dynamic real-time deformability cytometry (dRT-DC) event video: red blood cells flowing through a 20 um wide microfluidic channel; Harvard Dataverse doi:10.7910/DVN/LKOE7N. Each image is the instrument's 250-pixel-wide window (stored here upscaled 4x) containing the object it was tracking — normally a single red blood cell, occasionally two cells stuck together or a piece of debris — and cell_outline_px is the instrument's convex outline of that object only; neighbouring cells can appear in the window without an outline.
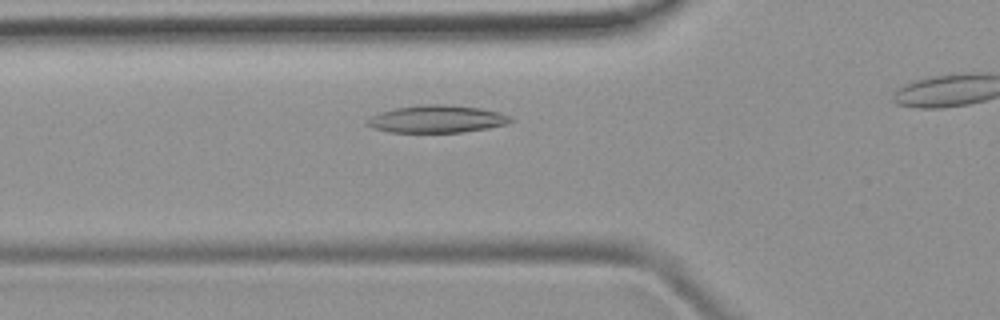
{"species": "common noctule bat (a hibernating species)", "species_latin": "Nyctalus noctula", "temperature_condition": "room temperature", "stored_images_in_passage": 27, "camera_frame_rate_fps": 3000, "um_per_image_px": 0.085, "animal": {"sex": "female", "body_mass_g": 19.9}, "frame": {"image": 1, "passage_image": 4, "time_ms": 1.0, "image_size_px": [1000, 320], "cell_outline_px": [[512, 120], [508, 124], [488, 128], [464, 132], [388, 132], [372, 128], [364, 124], [364, 120], [380, 112], [396, 108], [420, 104], [448, 104], [480, 108], [500, 112], [508, 116]], "centroid_in_image_um": [37.09, 10.11], "position_along_channel_um": 88.7, "area_um2": 23.12}}
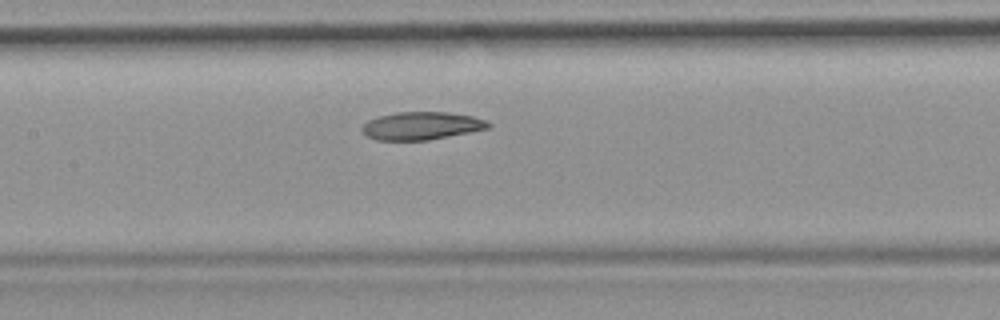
{"frame": {"image": 2, "passage_image": 10, "time_ms": 3.0, "image_size_px": [1000, 320], "cell_outline_px": [[492, 124], [488, 128], [428, 140], [376, 140], [368, 136], [360, 128], [368, 120], [376, 116], [396, 112], [448, 112], [472, 116], [484, 120]], "centroid_in_image_um": [35.79, 10.68], "position_along_channel_um": 171.6, "area_um2": 20.35}}
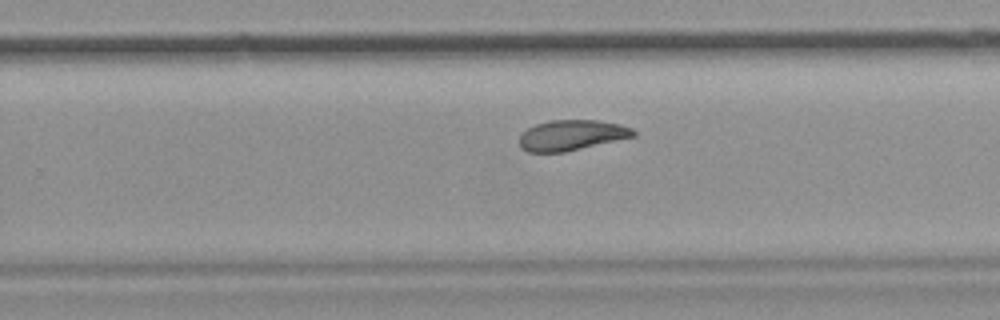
{"frame": {"image": 3, "passage_image": 18, "time_ms": 5.667, "image_size_px": [1000, 320], "cell_outline_px": [[636, 136], [564, 152], [528, 152], [520, 148], [520, 136], [528, 128], [536, 124], [552, 120], [596, 120], [620, 124], [632, 128], [636, 132]], "centroid_in_image_um": [48.6, 11.49], "position_along_channel_um": 281.2, "area_um2": 20.11}}